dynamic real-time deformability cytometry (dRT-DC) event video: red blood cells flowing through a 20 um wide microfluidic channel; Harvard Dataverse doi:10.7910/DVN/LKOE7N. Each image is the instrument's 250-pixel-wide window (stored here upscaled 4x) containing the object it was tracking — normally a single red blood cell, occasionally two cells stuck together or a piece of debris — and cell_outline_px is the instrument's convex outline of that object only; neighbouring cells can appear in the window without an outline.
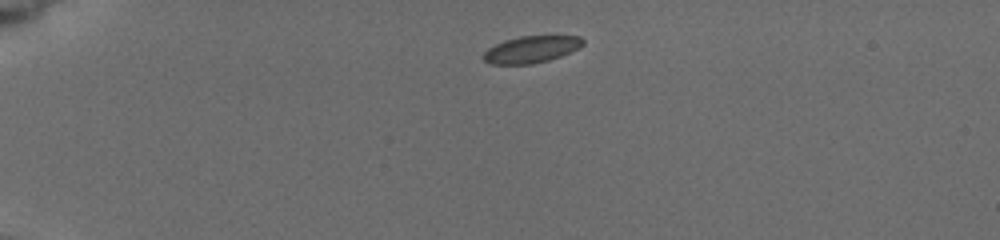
{"species": "common noctule bat (a hibernating species)", "species_latin": "Nyctalus noctula", "temperature_condition": "cold", "stored_images_in_passage": 4, "camera_frame_rate_fps": 3000, "um_per_image_px": 0.085, "animal": {"sex": "female", "body_mass_g": 19.5, "forearm_length_mm": 54.1}, "frame": {"image": 1, "passage_image": 1, "time_ms": 0.0, "image_size_px": [1000, 240], "cell_outline_px": [[584, 44], [580, 48], [560, 56], [548, 60], [532, 64], [492, 64], [484, 60], [480, 56], [488, 48], [504, 40], [520, 36], [580, 36], [584, 40]], "centroid_in_image_um": [45.15, 4.2], "position_along_channel_um": 39.8, "area_um2": 15.61}}
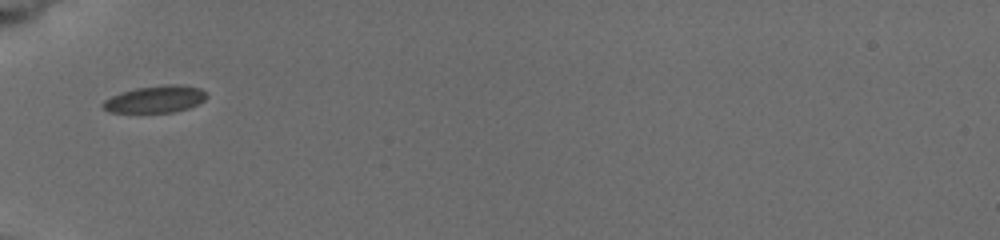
{"frame": {"image": 2, "passage_image": 3, "time_ms": 2.333, "image_size_px": [1000, 240], "cell_outline_px": [[208, 96], [204, 100], [188, 108], [172, 112], [112, 112], [104, 108], [100, 104], [104, 100], [120, 92], [136, 88], [164, 84], [180, 84], [200, 88], [208, 92]], "centroid_in_image_um": [13.23, 8.41], "position_along_channel_um": 71.8, "area_um2": 16.36}}